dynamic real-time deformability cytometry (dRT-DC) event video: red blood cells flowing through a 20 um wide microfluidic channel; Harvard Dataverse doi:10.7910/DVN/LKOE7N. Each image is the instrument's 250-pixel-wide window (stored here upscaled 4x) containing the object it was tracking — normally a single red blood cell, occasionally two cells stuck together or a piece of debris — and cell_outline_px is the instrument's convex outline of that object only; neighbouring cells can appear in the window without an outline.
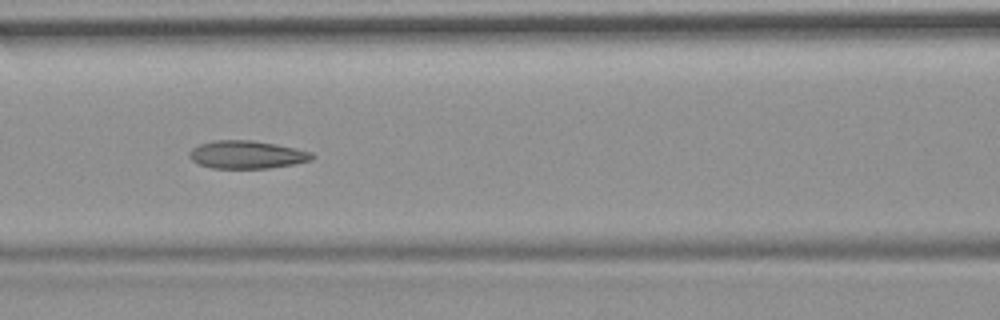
{"species": "common noctule bat (a hibernating species)", "species_latin": "Nyctalus noctula", "temperature_condition": "room temperature", "stored_images_in_passage": 55, "camera_frame_rate_fps": 3000, "um_per_image_px": 0.085, "animal": {"sex": "female", "body_mass_g": 19.9}, "frame": {"image": 1, "passage_image": 24, "time_ms": 7.667, "image_size_px": [1000, 320], "cell_outline_px": [[316, 156], [312, 160], [296, 164], [268, 168], [212, 168], [200, 164], [192, 160], [188, 156], [188, 152], [192, 148], [200, 144], [212, 140], [252, 140], [276, 144], [296, 148], [312, 152]], "centroid_in_image_um": [21.0, 13.14], "position_along_channel_um": 145.6, "area_um2": 20.11}, "authors_computed_cell_mechanics": {"area_um2": 21.0392, "velocity_mm_per_s": 3.6976, "shape_relaxation_time_tau1_ms": null, "shape_relaxation_time_tau2_ms": 2.453, "deformation_change_tau1": null, "deformation_change_tau2": 0.0943}}